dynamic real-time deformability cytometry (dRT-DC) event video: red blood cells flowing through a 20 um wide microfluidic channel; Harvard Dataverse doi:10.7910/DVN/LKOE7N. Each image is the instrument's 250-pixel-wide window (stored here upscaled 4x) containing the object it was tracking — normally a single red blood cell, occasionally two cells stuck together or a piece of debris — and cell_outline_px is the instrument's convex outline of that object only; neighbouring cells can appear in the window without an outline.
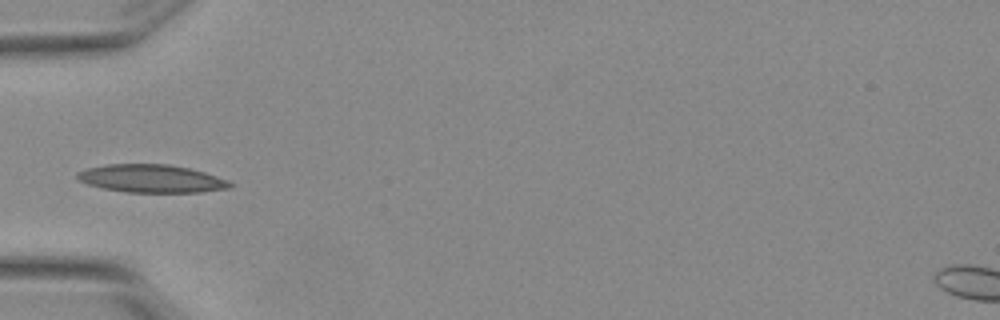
{"species": "Egyptian fruit bat (a non-hibernating species)", "species_latin": "Rousettus aegyptiacus", "temperature_condition": "warm", "stored_images_in_passage": 4, "camera_frame_rate_fps": 3000, "um_per_image_px": 0.085, "animal": {"sex": "female"}, "frame": {"image": 1, "passage_image": 4, "time_ms": 1.0, "image_size_px": [1000, 320], "cell_outline_px": [[232, 188], [200, 192], [124, 192], [104, 188], [88, 184], [80, 180], [76, 176], [76, 172], [88, 168], [108, 164], [168, 164], [188, 168], [204, 172], [228, 180], [232, 184]], "centroid_in_image_um": [12.88, 15.18], "position_along_channel_um": 72.1, "area_um2": 24.74}}